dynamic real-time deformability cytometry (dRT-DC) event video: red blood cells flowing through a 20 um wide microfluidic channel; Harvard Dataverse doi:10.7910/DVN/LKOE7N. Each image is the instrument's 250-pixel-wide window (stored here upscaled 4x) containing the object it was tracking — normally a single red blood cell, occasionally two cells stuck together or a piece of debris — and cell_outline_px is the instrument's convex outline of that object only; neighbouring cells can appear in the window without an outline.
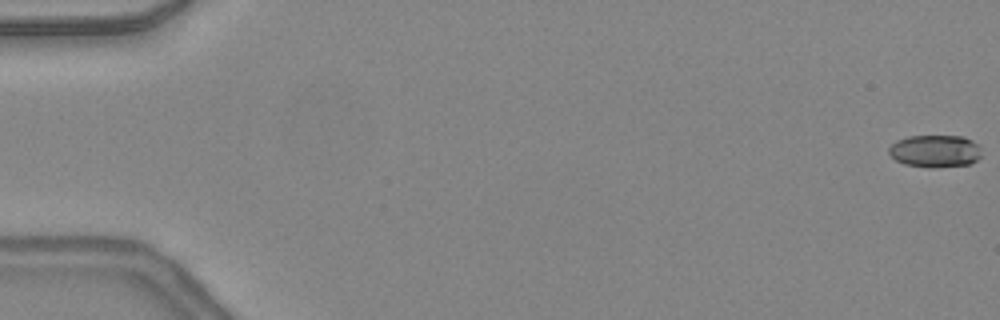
{"species": "common noctule bat (a hibernating species)", "species_latin": "Nyctalus noctula", "temperature_condition": "warm", "stored_images_in_passage": 48, "camera_frame_rate_fps": 3000, "um_per_image_px": 0.085, "animal": {"sex": "female", "body_mass_g": 24.6, "forearm_length_mm": 56.2}, "frame": {"image": 1, "passage_image": 1, "time_ms": 0.0, "image_size_px": [1000, 320], "cell_outline_px": [[980, 156], [972, 164], [932, 168], [928, 168], [904, 164], [896, 160], [888, 152], [888, 148], [896, 140], [908, 136], [964, 136], [972, 140], [980, 148]], "centroid_in_image_um": [79.47, 12.85], "position_along_channel_um": 5.5, "area_um2": 17.63}}
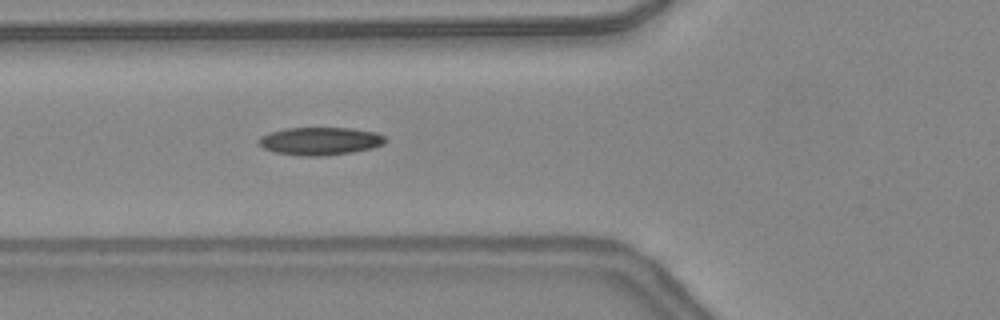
{"frame": {"image": 2, "passage_image": 19, "time_ms": 6.0, "image_size_px": [1000, 320], "cell_outline_px": [[388, 140], [384, 144], [372, 148], [352, 152], [324, 156], [304, 156], [276, 152], [264, 148], [256, 144], [256, 140], [260, 136], [284, 128], [352, 128], [376, 132], [384, 136]], "centroid_in_image_um": [27.21, 11.99], "position_along_channel_um": 98.6, "area_um2": 20.69}}
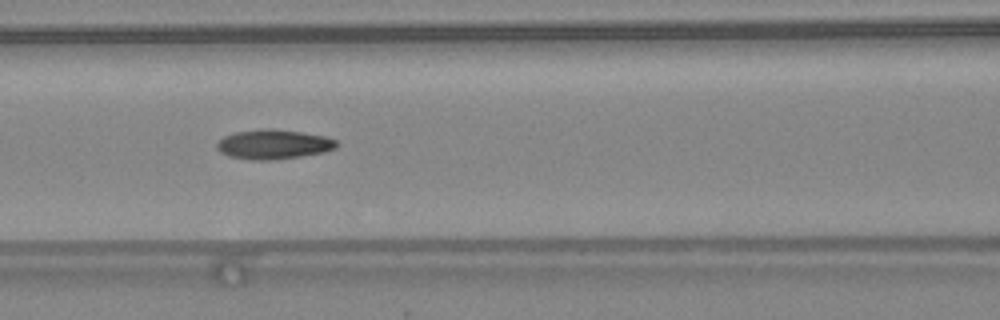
{"frame": {"image": 3, "passage_image": 22, "time_ms": 7.0, "image_size_px": [1000, 320], "cell_outline_px": [[336, 148], [324, 152], [300, 156], [272, 160], [252, 160], [228, 156], [220, 152], [216, 148], [216, 144], [224, 136], [232, 132], [264, 128], [268, 128], [300, 132], [324, 136], [336, 140]], "centroid_in_image_um": [23.2, 12.27], "position_along_channel_um": 143.4, "area_um2": 20.58}, "authors_computed_cell_mechanics": {"area_um2": 19.3052, "velocity_mm_per_s": 4.4014, "shape_relaxation_time_tau1_ms": null, "shape_relaxation_time_tau2_ms": 3.5925, "deformation_change_tau1": null, "deformation_change_tau2": 0.1077}}